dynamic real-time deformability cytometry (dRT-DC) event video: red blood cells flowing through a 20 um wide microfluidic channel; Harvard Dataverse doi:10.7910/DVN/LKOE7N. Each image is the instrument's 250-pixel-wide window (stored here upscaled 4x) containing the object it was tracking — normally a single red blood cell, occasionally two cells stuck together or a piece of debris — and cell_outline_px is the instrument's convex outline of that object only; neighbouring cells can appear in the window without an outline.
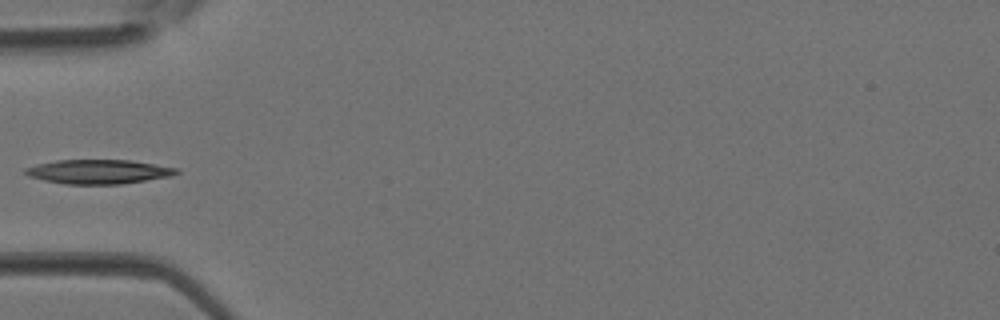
{"species": "Egyptian fruit bat (a non-hibernating species)", "species_latin": "Rousettus aegyptiacus", "temperature_condition": "room temperature", "stored_images_in_passage": 4, "camera_frame_rate_fps": 3000, "um_per_image_px": 0.085, "animal": {"sex": "female"}, "frame": {"image": 1, "passage_image": 4, "time_ms": 1.0, "image_size_px": [1000, 320], "cell_outline_px": [[180, 172], [172, 176], [120, 184], [64, 184], [44, 180], [28, 176], [24, 172], [24, 168], [36, 164], [56, 160], [132, 160], [180, 168]], "centroid_in_image_um": [8.39, 14.59], "position_along_channel_um": 76.6, "area_um2": 21.5}}